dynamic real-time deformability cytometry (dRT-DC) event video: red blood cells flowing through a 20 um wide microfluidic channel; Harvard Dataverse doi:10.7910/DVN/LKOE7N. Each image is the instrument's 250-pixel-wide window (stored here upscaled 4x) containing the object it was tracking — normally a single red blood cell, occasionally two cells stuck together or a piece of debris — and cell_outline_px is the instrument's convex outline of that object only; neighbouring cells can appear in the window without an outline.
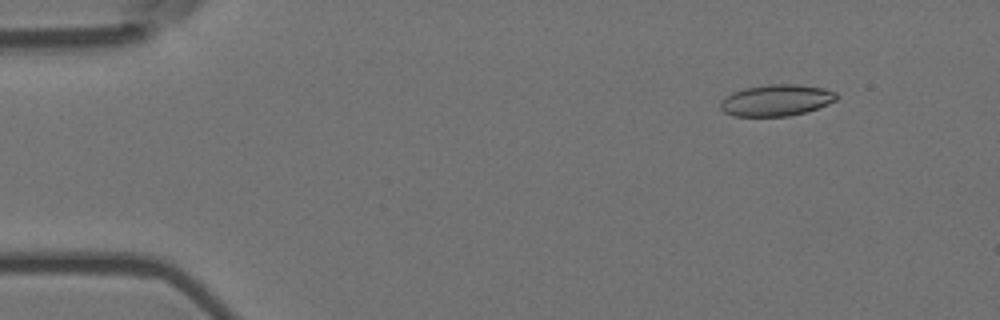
{"species": "Egyptian fruit bat (a non-hibernating species)", "species_latin": "Rousettus aegyptiacus", "temperature_condition": "room temperature", "stored_images_in_passage": 3, "camera_frame_rate_fps": 3000, "um_per_image_px": 0.085, "animal": {"sex": "female"}, "frame": {"image": 1, "passage_image": 1, "time_ms": 0.0, "image_size_px": [1000, 320], "cell_outline_px": [[840, 96], [836, 100], [828, 104], [804, 112], [788, 116], [732, 116], [724, 112], [720, 108], [720, 100], [724, 96], [732, 92], [744, 88], [768, 84], [796, 84], [824, 88], [836, 92]], "centroid_in_image_um": [65.96, 8.51], "position_along_channel_um": 19.0, "area_um2": 21.44}}